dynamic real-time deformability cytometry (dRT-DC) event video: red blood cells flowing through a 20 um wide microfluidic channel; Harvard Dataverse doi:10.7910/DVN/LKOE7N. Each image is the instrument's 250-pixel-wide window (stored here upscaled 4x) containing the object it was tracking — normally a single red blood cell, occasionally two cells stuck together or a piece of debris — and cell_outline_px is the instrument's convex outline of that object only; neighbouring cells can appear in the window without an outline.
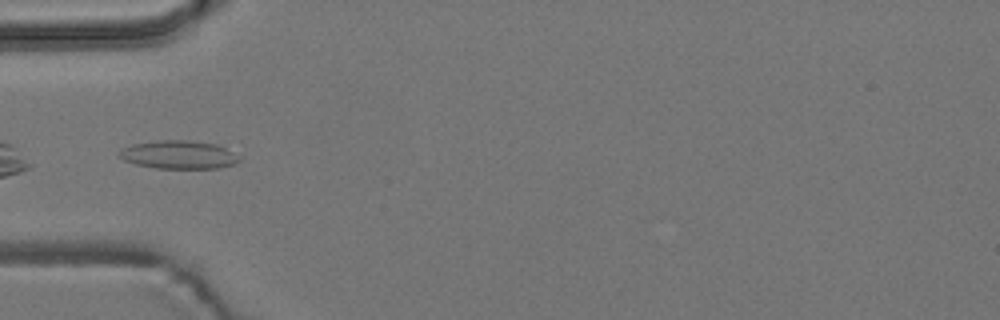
{"species": "common noctule bat (a hibernating species)", "species_latin": "Nyctalus noctula", "temperature_condition": "room temperature", "stored_images_in_passage": 5, "camera_frame_rate_fps": 3000, "um_per_image_px": 0.085, "animal": {"sex": "male", "body_mass_g": 19.2, "forearm_length_mm": 51.8}, "frame": {"image": 1, "passage_image": 2, "time_ms": 1.333, "image_size_px": [1000, 320], "cell_outline_px": [[240, 160], [236, 164], [220, 168], [156, 168], [136, 164], [124, 160], [116, 156], [120, 148], [132, 144], [160, 140], [188, 140], [216, 144], [240, 156]], "centroid_in_image_um": [15.16, 13.15], "position_along_channel_um": 69.8, "area_um2": 19.88}}
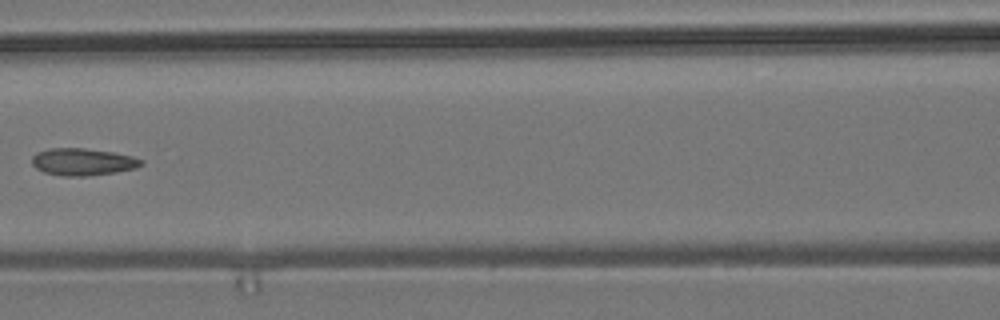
{"frame": {"image": 2, "passage_image": 4, "time_ms": 3.667, "image_size_px": [1000, 320], "cell_outline_px": [[144, 164], [136, 168], [116, 172], [84, 176], [64, 176], [44, 172], [36, 168], [32, 164], [32, 156], [36, 152], [48, 148], [84, 148], [112, 152], [132, 156], [144, 160]], "centroid_in_image_um": [7.03, 13.75], "position_along_channel_um": 159.6, "area_um2": 17.34}}
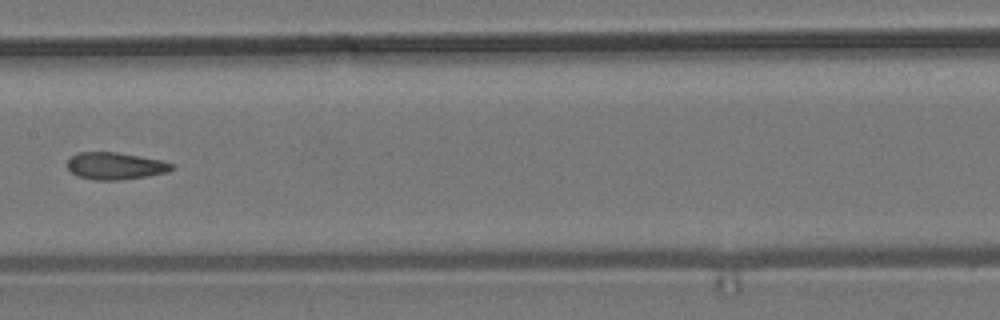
{"frame": {"image": 3, "passage_image": 5, "time_ms": 4.667, "image_size_px": [1000, 320], "cell_outline_px": [[172, 168], [168, 172], [148, 176], [120, 180], [96, 180], [80, 176], [72, 172], [68, 168], [68, 160], [76, 152], [116, 152], [140, 156], [160, 160], [172, 164]], "centroid_in_image_um": [9.79, 14.1], "position_along_channel_um": 197.6, "area_um2": 16.3}}